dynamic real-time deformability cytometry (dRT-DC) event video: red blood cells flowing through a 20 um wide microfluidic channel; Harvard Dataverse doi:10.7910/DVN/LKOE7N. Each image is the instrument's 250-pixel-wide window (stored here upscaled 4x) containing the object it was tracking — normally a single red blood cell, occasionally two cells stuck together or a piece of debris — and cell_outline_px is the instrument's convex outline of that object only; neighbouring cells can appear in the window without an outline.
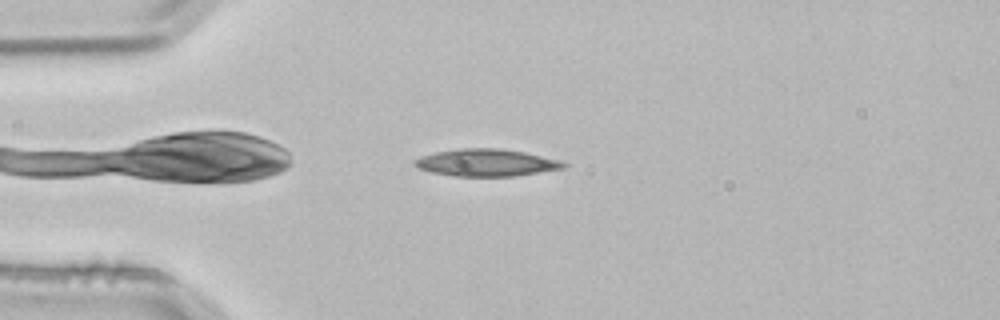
{"species": "common noctule bat (a hibernating species)", "species_latin": "Nyctalus noctula", "temperature_condition": "room temperature", "stored_images_in_passage": 3, "camera_frame_rate_fps": 3000, "um_per_image_px": 0.085, "animal": {"sex": "male", "body_mass_g": 21.5, "forearm_length_mm": 52.0}, "frame": {"image": 1, "passage_image": 3, "time_ms": 0.667, "image_size_px": [1000, 320], "cell_outline_px": [[568, 164], [564, 168], [516, 176], [452, 176], [432, 172], [420, 168], [412, 164], [412, 160], [420, 156], [436, 152], [460, 148], [504, 148], [524, 152], [560, 160]], "centroid_in_image_um": [41.32, 13.82], "position_along_channel_um": 43.7, "area_um2": 23.7}}